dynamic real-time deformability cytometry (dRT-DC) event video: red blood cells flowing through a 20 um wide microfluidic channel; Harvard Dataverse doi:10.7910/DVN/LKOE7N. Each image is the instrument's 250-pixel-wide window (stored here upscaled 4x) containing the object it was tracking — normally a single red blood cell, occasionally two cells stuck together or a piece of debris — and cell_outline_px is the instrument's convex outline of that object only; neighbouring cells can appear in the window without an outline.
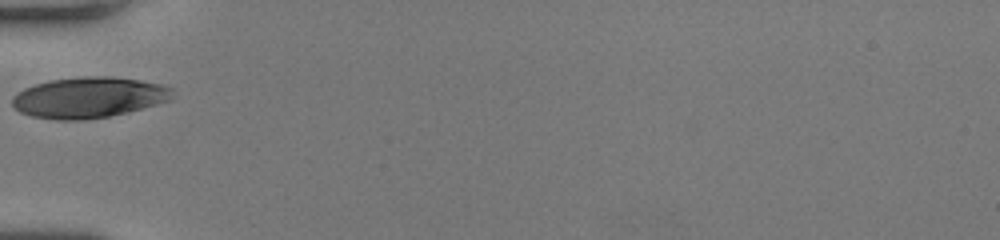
{"species": "human", "species_latin": "Homo sapiens", "temperature_condition": "room temperature", "stored_images_in_passage": 25, "camera_frame_rate_fps": 3000, "um_per_image_px": 0.085, "donor": {"sex": "female"}, "frame": {"image": 1, "passage_image": 1, "time_ms": 0.0, "image_size_px": [1000, 240], "cell_outline_px": [[172, 100], [128, 112], [108, 116], [84, 120], [56, 120], [32, 116], [20, 112], [12, 104], [12, 96], [16, 92], [24, 88], [36, 84], [52, 80], [84, 76], [112, 76], [140, 80], [160, 84], [172, 88]], "centroid_in_image_um": [7.54, 8.28], "position_along_channel_um": 77.5, "area_um2": 38.15}}
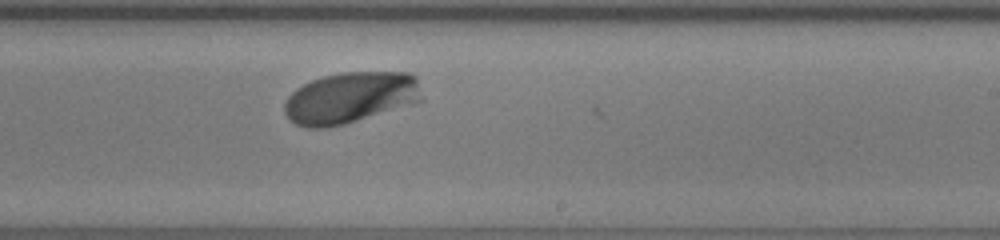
{"frame": {"image": 2, "passage_image": 15, "time_ms": 4.667, "image_size_px": [1000, 240], "cell_outline_px": [[424, 100], [344, 124], [328, 128], [308, 128], [296, 124], [288, 120], [284, 112], [284, 104], [288, 96], [296, 88], [312, 80], [324, 76], [344, 72], [412, 72], [416, 76]], "centroid_in_image_um": [29.77, 8.3], "position_along_channel_um": 259.2, "area_um2": 41.15}}
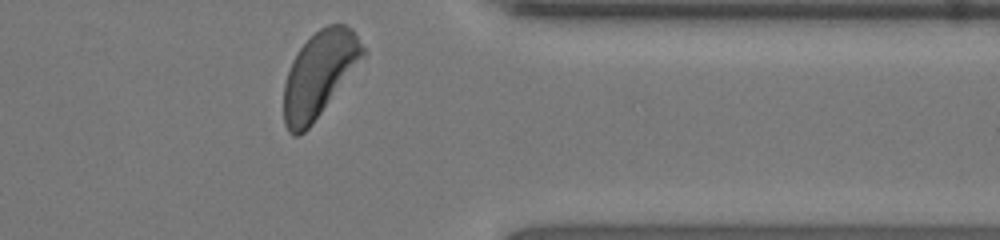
{"frame": {"image": 3, "passage_image": 25, "time_ms": 8.0, "image_size_px": [1000, 240], "cell_outline_px": [[368, 52], [312, 124], [304, 132], [296, 136], [292, 136], [288, 132], [284, 124], [284, 84], [292, 60], [300, 48], [320, 28], [328, 24], [344, 24], [352, 28]], "centroid_in_image_um": [27.15, 6.31], "position_along_channel_um": 384.3, "area_um2": 39.07}}